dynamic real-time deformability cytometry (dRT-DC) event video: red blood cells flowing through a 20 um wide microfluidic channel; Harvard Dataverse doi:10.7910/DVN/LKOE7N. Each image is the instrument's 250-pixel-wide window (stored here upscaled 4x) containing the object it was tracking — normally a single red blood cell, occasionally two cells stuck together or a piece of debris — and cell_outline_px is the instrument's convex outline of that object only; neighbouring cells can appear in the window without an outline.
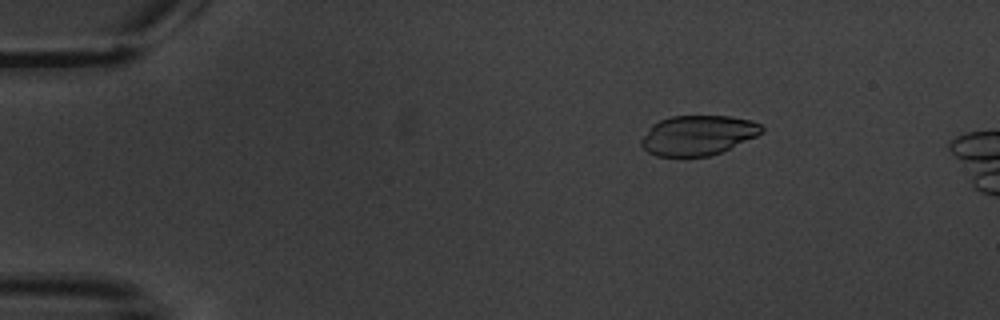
{"species": "common noctule bat (a hibernating species)", "species_latin": "Nyctalus noctula", "temperature_condition": "warm", "stored_images_in_passage": 4, "camera_frame_rate_fps": 3000, "um_per_image_px": 0.085, "animal": {"sex": "male", "body_mass_g": 20.1, "forearm_length_mm": 53.5}, "frame": {"image": 1, "passage_image": 2, "time_ms": 1.333, "image_size_px": [1000, 320], "cell_outline_px": [[764, 132], [756, 136], [720, 152], [708, 156], [656, 156], [648, 152], [640, 144], [640, 140], [652, 124], [660, 120], [672, 116], [732, 116], [752, 120], [760, 124], [764, 128]], "centroid_in_image_um": [59.32, 11.48], "position_along_channel_um": 25.7, "area_um2": 27.86}}